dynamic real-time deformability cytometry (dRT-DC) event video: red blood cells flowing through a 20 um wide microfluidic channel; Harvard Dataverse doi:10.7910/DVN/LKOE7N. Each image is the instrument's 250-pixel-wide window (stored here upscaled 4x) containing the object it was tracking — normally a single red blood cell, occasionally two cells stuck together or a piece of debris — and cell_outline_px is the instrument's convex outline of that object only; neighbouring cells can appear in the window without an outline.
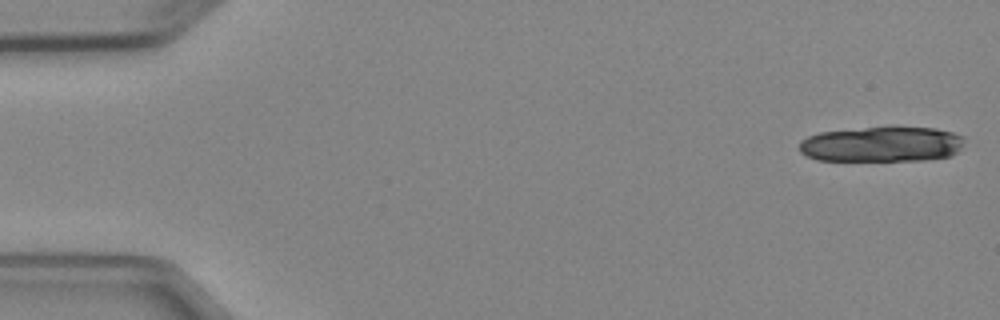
{"species": "Egyptian fruit bat (a non-hibernating species)", "species_latin": "Rousettus aegyptiacus", "temperature_condition": "cold", "stored_images_in_passage": 4, "camera_frame_rate_fps": 3000, "um_per_image_px": 0.085, "animal": {"sex": "female"}, "frame": {"image": 1, "passage_image": 1, "time_ms": 0.0, "image_size_px": [1000, 320], "cell_outline_px": [[964, 140], [960, 148], [952, 156], [924, 160], [816, 160], [804, 156], [800, 152], [800, 140], [808, 136], [820, 132], [892, 124], [896, 124], [936, 128], [952, 132], [964, 136]], "centroid_in_image_um": [74.97, 12.22], "position_along_channel_um": 10.0, "area_um2": 35.08}}